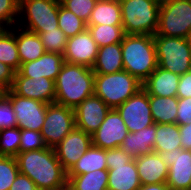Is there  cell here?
Instances as JSON below:
<instances>
[{
    "label": "cell",
    "mask_w": 191,
    "mask_h": 190,
    "mask_svg": "<svg viewBox=\"0 0 191 190\" xmlns=\"http://www.w3.org/2000/svg\"><path fill=\"white\" fill-rule=\"evenodd\" d=\"M16 159L19 173L28 176L38 190L67 188V172L57 159L54 148L19 152Z\"/></svg>",
    "instance_id": "obj_1"
},
{
    "label": "cell",
    "mask_w": 191,
    "mask_h": 190,
    "mask_svg": "<svg viewBox=\"0 0 191 190\" xmlns=\"http://www.w3.org/2000/svg\"><path fill=\"white\" fill-rule=\"evenodd\" d=\"M94 78L92 68L64 62L55 80L54 103L75 109L94 95Z\"/></svg>",
    "instance_id": "obj_2"
},
{
    "label": "cell",
    "mask_w": 191,
    "mask_h": 190,
    "mask_svg": "<svg viewBox=\"0 0 191 190\" xmlns=\"http://www.w3.org/2000/svg\"><path fill=\"white\" fill-rule=\"evenodd\" d=\"M124 70L143 83L158 67L155 42L149 34H125L121 42Z\"/></svg>",
    "instance_id": "obj_3"
},
{
    "label": "cell",
    "mask_w": 191,
    "mask_h": 190,
    "mask_svg": "<svg viewBox=\"0 0 191 190\" xmlns=\"http://www.w3.org/2000/svg\"><path fill=\"white\" fill-rule=\"evenodd\" d=\"M141 88L142 83L125 70L112 74H95L94 95L111 109L117 108Z\"/></svg>",
    "instance_id": "obj_4"
},
{
    "label": "cell",
    "mask_w": 191,
    "mask_h": 190,
    "mask_svg": "<svg viewBox=\"0 0 191 190\" xmlns=\"http://www.w3.org/2000/svg\"><path fill=\"white\" fill-rule=\"evenodd\" d=\"M125 34L154 36L158 28L159 7L152 0H119Z\"/></svg>",
    "instance_id": "obj_5"
},
{
    "label": "cell",
    "mask_w": 191,
    "mask_h": 190,
    "mask_svg": "<svg viewBox=\"0 0 191 190\" xmlns=\"http://www.w3.org/2000/svg\"><path fill=\"white\" fill-rule=\"evenodd\" d=\"M60 4L59 0H19V18L22 20L18 19L21 22L16 26L36 34L59 28Z\"/></svg>",
    "instance_id": "obj_6"
},
{
    "label": "cell",
    "mask_w": 191,
    "mask_h": 190,
    "mask_svg": "<svg viewBox=\"0 0 191 190\" xmlns=\"http://www.w3.org/2000/svg\"><path fill=\"white\" fill-rule=\"evenodd\" d=\"M158 66L172 73L183 75L191 70V39L182 37L153 36Z\"/></svg>",
    "instance_id": "obj_7"
},
{
    "label": "cell",
    "mask_w": 191,
    "mask_h": 190,
    "mask_svg": "<svg viewBox=\"0 0 191 190\" xmlns=\"http://www.w3.org/2000/svg\"><path fill=\"white\" fill-rule=\"evenodd\" d=\"M156 35L191 38V0H175L160 7Z\"/></svg>",
    "instance_id": "obj_8"
},
{
    "label": "cell",
    "mask_w": 191,
    "mask_h": 190,
    "mask_svg": "<svg viewBox=\"0 0 191 190\" xmlns=\"http://www.w3.org/2000/svg\"><path fill=\"white\" fill-rule=\"evenodd\" d=\"M76 127L74 109L57 103L48 104L41 130L47 147L54 148Z\"/></svg>",
    "instance_id": "obj_9"
},
{
    "label": "cell",
    "mask_w": 191,
    "mask_h": 190,
    "mask_svg": "<svg viewBox=\"0 0 191 190\" xmlns=\"http://www.w3.org/2000/svg\"><path fill=\"white\" fill-rule=\"evenodd\" d=\"M116 109L120 113L127 130L131 133L155 123L150 109L149 95L143 88Z\"/></svg>",
    "instance_id": "obj_10"
},
{
    "label": "cell",
    "mask_w": 191,
    "mask_h": 190,
    "mask_svg": "<svg viewBox=\"0 0 191 190\" xmlns=\"http://www.w3.org/2000/svg\"><path fill=\"white\" fill-rule=\"evenodd\" d=\"M10 97V101L17 119V127L21 130H35L41 132L47 110V103L21 97L11 89L5 90Z\"/></svg>",
    "instance_id": "obj_11"
},
{
    "label": "cell",
    "mask_w": 191,
    "mask_h": 190,
    "mask_svg": "<svg viewBox=\"0 0 191 190\" xmlns=\"http://www.w3.org/2000/svg\"><path fill=\"white\" fill-rule=\"evenodd\" d=\"M159 154L169 167L166 184L170 190H191V150L177 148Z\"/></svg>",
    "instance_id": "obj_12"
},
{
    "label": "cell",
    "mask_w": 191,
    "mask_h": 190,
    "mask_svg": "<svg viewBox=\"0 0 191 190\" xmlns=\"http://www.w3.org/2000/svg\"><path fill=\"white\" fill-rule=\"evenodd\" d=\"M92 145V135L74 128L54 147L57 159L68 173Z\"/></svg>",
    "instance_id": "obj_13"
},
{
    "label": "cell",
    "mask_w": 191,
    "mask_h": 190,
    "mask_svg": "<svg viewBox=\"0 0 191 190\" xmlns=\"http://www.w3.org/2000/svg\"><path fill=\"white\" fill-rule=\"evenodd\" d=\"M129 131L116 108L110 109L99 128L92 134V145L102 149L118 148Z\"/></svg>",
    "instance_id": "obj_14"
},
{
    "label": "cell",
    "mask_w": 191,
    "mask_h": 190,
    "mask_svg": "<svg viewBox=\"0 0 191 190\" xmlns=\"http://www.w3.org/2000/svg\"><path fill=\"white\" fill-rule=\"evenodd\" d=\"M99 47L88 29L67 38L64 61L71 64L92 68L96 61Z\"/></svg>",
    "instance_id": "obj_15"
},
{
    "label": "cell",
    "mask_w": 191,
    "mask_h": 190,
    "mask_svg": "<svg viewBox=\"0 0 191 190\" xmlns=\"http://www.w3.org/2000/svg\"><path fill=\"white\" fill-rule=\"evenodd\" d=\"M11 90L25 98L51 104L55 101V81L46 77L30 78L15 72Z\"/></svg>",
    "instance_id": "obj_16"
},
{
    "label": "cell",
    "mask_w": 191,
    "mask_h": 190,
    "mask_svg": "<svg viewBox=\"0 0 191 190\" xmlns=\"http://www.w3.org/2000/svg\"><path fill=\"white\" fill-rule=\"evenodd\" d=\"M110 109L98 96H89L74 109L76 128L92 135L104 121Z\"/></svg>",
    "instance_id": "obj_17"
},
{
    "label": "cell",
    "mask_w": 191,
    "mask_h": 190,
    "mask_svg": "<svg viewBox=\"0 0 191 190\" xmlns=\"http://www.w3.org/2000/svg\"><path fill=\"white\" fill-rule=\"evenodd\" d=\"M64 62L63 54L45 52L34 61L21 63L18 72L24 77H46L55 81Z\"/></svg>",
    "instance_id": "obj_18"
},
{
    "label": "cell",
    "mask_w": 191,
    "mask_h": 190,
    "mask_svg": "<svg viewBox=\"0 0 191 190\" xmlns=\"http://www.w3.org/2000/svg\"><path fill=\"white\" fill-rule=\"evenodd\" d=\"M134 159L142 185L167 181L169 167L159 153L152 152Z\"/></svg>",
    "instance_id": "obj_19"
},
{
    "label": "cell",
    "mask_w": 191,
    "mask_h": 190,
    "mask_svg": "<svg viewBox=\"0 0 191 190\" xmlns=\"http://www.w3.org/2000/svg\"><path fill=\"white\" fill-rule=\"evenodd\" d=\"M180 75L157 67L142 83V88L148 95L160 97L177 96Z\"/></svg>",
    "instance_id": "obj_20"
},
{
    "label": "cell",
    "mask_w": 191,
    "mask_h": 190,
    "mask_svg": "<svg viewBox=\"0 0 191 190\" xmlns=\"http://www.w3.org/2000/svg\"><path fill=\"white\" fill-rule=\"evenodd\" d=\"M141 185L134 158L129 163L108 169L109 190H138Z\"/></svg>",
    "instance_id": "obj_21"
},
{
    "label": "cell",
    "mask_w": 191,
    "mask_h": 190,
    "mask_svg": "<svg viewBox=\"0 0 191 190\" xmlns=\"http://www.w3.org/2000/svg\"><path fill=\"white\" fill-rule=\"evenodd\" d=\"M156 123L135 133L129 132L120 146L132 158L153 152Z\"/></svg>",
    "instance_id": "obj_22"
},
{
    "label": "cell",
    "mask_w": 191,
    "mask_h": 190,
    "mask_svg": "<svg viewBox=\"0 0 191 190\" xmlns=\"http://www.w3.org/2000/svg\"><path fill=\"white\" fill-rule=\"evenodd\" d=\"M92 70L95 74H112L123 71L121 43L100 47Z\"/></svg>",
    "instance_id": "obj_23"
},
{
    "label": "cell",
    "mask_w": 191,
    "mask_h": 190,
    "mask_svg": "<svg viewBox=\"0 0 191 190\" xmlns=\"http://www.w3.org/2000/svg\"><path fill=\"white\" fill-rule=\"evenodd\" d=\"M16 27V43L20 62L27 63L41 57L46 51L39 35L19 26Z\"/></svg>",
    "instance_id": "obj_24"
},
{
    "label": "cell",
    "mask_w": 191,
    "mask_h": 190,
    "mask_svg": "<svg viewBox=\"0 0 191 190\" xmlns=\"http://www.w3.org/2000/svg\"><path fill=\"white\" fill-rule=\"evenodd\" d=\"M122 25L119 0H97L87 25Z\"/></svg>",
    "instance_id": "obj_25"
},
{
    "label": "cell",
    "mask_w": 191,
    "mask_h": 190,
    "mask_svg": "<svg viewBox=\"0 0 191 190\" xmlns=\"http://www.w3.org/2000/svg\"><path fill=\"white\" fill-rule=\"evenodd\" d=\"M149 104L156 124L176 123L178 97H160L149 95Z\"/></svg>",
    "instance_id": "obj_26"
},
{
    "label": "cell",
    "mask_w": 191,
    "mask_h": 190,
    "mask_svg": "<svg viewBox=\"0 0 191 190\" xmlns=\"http://www.w3.org/2000/svg\"><path fill=\"white\" fill-rule=\"evenodd\" d=\"M98 169H107L106 149L91 145L90 148L85 151L84 155L67 173V176L82 175Z\"/></svg>",
    "instance_id": "obj_27"
},
{
    "label": "cell",
    "mask_w": 191,
    "mask_h": 190,
    "mask_svg": "<svg viewBox=\"0 0 191 190\" xmlns=\"http://www.w3.org/2000/svg\"><path fill=\"white\" fill-rule=\"evenodd\" d=\"M68 190H107L108 170H95L82 175L67 176Z\"/></svg>",
    "instance_id": "obj_28"
},
{
    "label": "cell",
    "mask_w": 191,
    "mask_h": 190,
    "mask_svg": "<svg viewBox=\"0 0 191 190\" xmlns=\"http://www.w3.org/2000/svg\"><path fill=\"white\" fill-rule=\"evenodd\" d=\"M155 133L153 152L163 153L182 148L178 124H156Z\"/></svg>",
    "instance_id": "obj_29"
},
{
    "label": "cell",
    "mask_w": 191,
    "mask_h": 190,
    "mask_svg": "<svg viewBox=\"0 0 191 190\" xmlns=\"http://www.w3.org/2000/svg\"><path fill=\"white\" fill-rule=\"evenodd\" d=\"M0 62L18 72L21 62L16 43V26L12 29H0Z\"/></svg>",
    "instance_id": "obj_30"
},
{
    "label": "cell",
    "mask_w": 191,
    "mask_h": 190,
    "mask_svg": "<svg viewBox=\"0 0 191 190\" xmlns=\"http://www.w3.org/2000/svg\"><path fill=\"white\" fill-rule=\"evenodd\" d=\"M98 47L121 43L125 35L122 25H87Z\"/></svg>",
    "instance_id": "obj_31"
},
{
    "label": "cell",
    "mask_w": 191,
    "mask_h": 190,
    "mask_svg": "<svg viewBox=\"0 0 191 190\" xmlns=\"http://www.w3.org/2000/svg\"><path fill=\"white\" fill-rule=\"evenodd\" d=\"M58 27L64 32L67 38H70L85 31L87 29V23L60 4Z\"/></svg>",
    "instance_id": "obj_32"
},
{
    "label": "cell",
    "mask_w": 191,
    "mask_h": 190,
    "mask_svg": "<svg viewBox=\"0 0 191 190\" xmlns=\"http://www.w3.org/2000/svg\"><path fill=\"white\" fill-rule=\"evenodd\" d=\"M21 129L18 127L0 130V156L16 157L19 154Z\"/></svg>",
    "instance_id": "obj_33"
},
{
    "label": "cell",
    "mask_w": 191,
    "mask_h": 190,
    "mask_svg": "<svg viewBox=\"0 0 191 190\" xmlns=\"http://www.w3.org/2000/svg\"><path fill=\"white\" fill-rule=\"evenodd\" d=\"M46 52L64 54L67 37L60 28H54L38 34Z\"/></svg>",
    "instance_id": "obj_34"
},
{
    "label": "cell",
    "mask_w": 191,
    "mask_h": 190,
    "mask_svg": "<svg viewBox=\"0 0 191 190\" xmlns=\"http://www.w3.org/2000/svg\"><path fill=\"white\" fill-rule=\"evenodd\" d=\"M18 173L16 157L0 156V190H9Z\"/></svg>",
    "instance_id": "obj_35"
},
{
    "label": "cell",
    "mask_w": 191,
    "mask_h": 190,
    "mask_svg": "<svg viewBox=\"0 0 191 190\" xmlns=\"http://www.w3.org/2000/svg\"><path fill=\"white\" fill-rule=\"evenodd\" d=\"M18 19L19 0H0V29H10L16 26Z\"/></svg>",
    "instance_id": "obj_36"
},
{
    "label": "cell",
    "mask_w": 191,
    "mask_h": 190,
    "mask_svg": "<svg viewBox=\"0 0 191 190\" xmlns=\"http://www.w3.org/2000/svg\"><path fill=\"white\" fill-rule=\"evenodd\" d=\"M61 5L88 23L97 0H59Z\"/></svg>",
    "instance_id": "obj_37"
},
{
    "label": "cell",
    "mask_w": 191,
    "mask_h": 190,
    "mask_svg": "<svg viewBox=\"0 0 191 190\" xmlns=\"http://www.w3.org/2000/svg\"><path fill=\"white\" fill-rule=\"evenodd\" d=\"M46 147L41 132L28 129L21 130L19 152L39 150Z\"/></svg>",
    "instance_id": "obj_38"
},
{
    "label": "cell",
    "mask_w": 191,
    "mask_h": 190,
    "mask_svg": "<svg viewBox=\"0 0 191 190\" xmlns=\"http://www.w3.org/2000/svg\"><path fill=\"white\" fill-rule=\"evenodd\" d=\"M17 127V119L10 97L4 92L0 97V130Z\"/></svg>",
    "instance_id": "obj_39"
},
{
    "label": "cell",
    "mask_w": 191,
    "mask_h": 190,
    "mask_svg": "<svg viewBox=\"0 0 191 190\" xmlns=\"http://www.w3.org/2000/svg\"><path fill=\"white\" fill-rule=\"evenodd\" d=\"M132 159L121 147L106 150L107 170L113 165L129 163Z\"/></svg>",
    "instance_id": "obj_40"
},
{
    "label": "cell",
    "mask_w": 191,
    "mask_h": 190,
    "mask_svg": "<svg viewBox=\"0 0 191 190\" xmlns=\"http://www.w3.org/2000/svg\"><path fill=\"white\" fill-rule=\"evenodd\" d=\"M177 109L176 124L185 125L191 123V97L178 98Z\"/></svg>",
    "instance_id": "obj_41"
},
{
    "label": "cell",
    "mask_w": 191,
    "mask_h": 190,
    "mask_svg": "<svg viewBox=\"0 0 191 190\" xmlns=\"http://www.w3.org/2000/svg\"><path fill=\"white\" fill-rule=\"evenodd\" d=\"M15 71L8 65L0 62V87L9 90L14 81Z\"/></svg>",
    "instance_id": "obj_42"
},
{
    "label": "cell",
    "mask_w": 191,
    "mask_h": 190,
    "mask_svg": "<svg viewBox=\"0 0 191 190\" xmlns=\"http://www.w3.org/2000/svg\"><path fill=\"white\" fill-rule=\"evenodd\" d=\"M177 97L178 98L191 97V70L187 71L183 75H180Z\"/></svg>",
    "instance_id": "obj_43"
},
{
    "label": "cell",
    "mask_w": 191,
    "mask_h": 190,
    "mask_svg": "<svg viewBox=\"0 0 191 190\" xmlns=\"http://www.w3.org/2000/svg\"><path fill=\"white\" fill-rule=\"evenodd\" d=\"M9 190H38V188L28 176L18 173Z\"/></svg>",
    "instance_id": "obj_44"
},
{
    "label": "cell",
    "mask_w": 191,
    "mask_h": 190,
    "mask_svg": "<svg viewBox=\"0 0 191 190\" xmlns=\"http://www.w3.org/2000/svg\"><path fill=\"white\" fill-rule=\"evenodd\" d=\"M180 139L183 150H191V123L179 125Z\"/></svg>",
    "instance_id": "obj_45"
},
{
    "label": "cell",
    "mask_w": 191,
    "mask_h": 190,
    "mask_svg": "<svg viewBox=\"0 0 191 190\" xmlns=\"http://www.w3.org/2000/svg\"><path fill=\"white\" fill-rule=\"evenodd\" d=\"M138 190H170V188L165 182V183L141 185V187Z\"/></svg>",
    "instance_id": "obj_46"
},
{
    "label": "cell",
    "mask_w": 191,
    "mask_h": 190,
    "mask_svg": "<svg viewBox=\"0 0 191 190\" xmlns=\"http://www.w3.org/2000/svg\"><path fill=\"white\" fill-rule=\"evenodd\" d=\"M159 8L171 4L175 0H152Z\"/></svg>",
    "instance_id": "obj_47"
},
{
    "label": "cell",
    "mask_w": 191,
    "mask_h": 190,
    "mask_svg": "<svg viewBox=\"0 0 191 190\" xmlns=\"http://www.w3.org/2000/svg\"><path fill=\"white\" fill-rule=\"evenodd\" d=\"M4 92L5 90L2 87H0V97L3 95Z\"/></svg>",
    "instance_id": "obj_48"
}]
</instances>
